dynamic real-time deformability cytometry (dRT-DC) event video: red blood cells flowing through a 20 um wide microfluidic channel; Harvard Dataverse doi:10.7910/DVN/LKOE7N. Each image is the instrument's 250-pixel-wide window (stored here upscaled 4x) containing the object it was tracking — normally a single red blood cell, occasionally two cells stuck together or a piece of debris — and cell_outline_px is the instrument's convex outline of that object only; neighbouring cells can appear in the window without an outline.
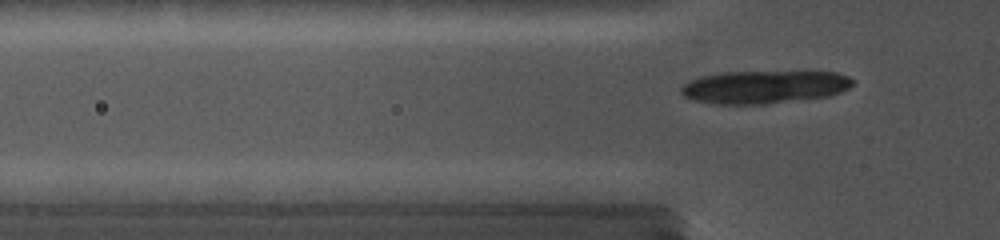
{"species": "common noctule bat (a hibernating species)", "species_latin": "Nyctalus noctula", "temperature_condition": "cold", "stored_images_in_passage": 28, "camera_frame_rate_fps": 5000, "um_per_image_px": 0.085, "animal": {"sex": "female", "body_mass_g": 19.0, "forearm_length_mm": 56.7}, "frame": {"image": 1, "passage_image": 28, "time_ms": 5.4, "image_size_px": [1000, 240], "cell_outline_px": [[848, 84], [844, 88], [832, 92], [816, 96], [744, 104], [732, 104], [708, 100], [692, 96], [684, 92], [684, 88], [688, 84], [696, 80], [708, 76], [732, 72], [832, 72], [848, 80]], "centroid_in_image_um": [64.96, 7.34], "position_along_channel_um": 60.8, "area_um2": 29.02}}